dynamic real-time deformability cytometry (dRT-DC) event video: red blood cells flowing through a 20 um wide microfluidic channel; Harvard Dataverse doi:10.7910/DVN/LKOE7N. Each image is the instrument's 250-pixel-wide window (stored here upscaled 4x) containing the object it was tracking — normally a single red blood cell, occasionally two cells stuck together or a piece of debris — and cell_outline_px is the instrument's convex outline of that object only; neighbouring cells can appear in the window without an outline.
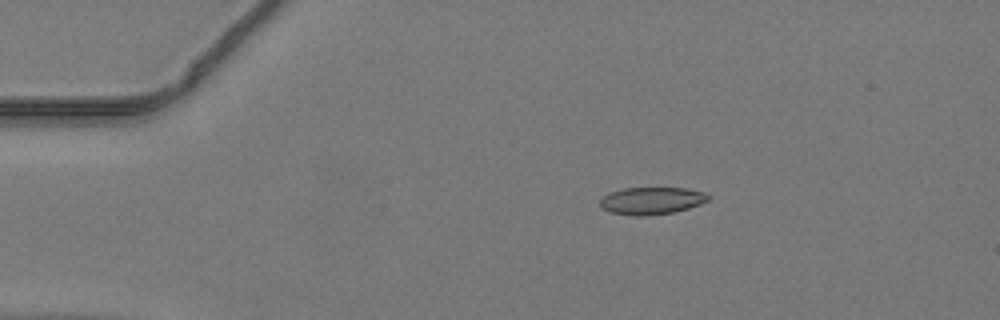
{"species": "common noctule bat (a hibernating species)", "species_latin": "Nyctalus noctula", "temperature_condition": "warm", "stored_images_in_passage": 40, "camera_frame_rate_fps": 3000, "um_per_image_px": 0.085, "animal": {"sex": "male", "body_mass_g": 19.2, "forearm_length_mm": 51.8}, "frame": {"image": 1, "passage_image": 1, "time_ms": 0.0, "image_size_px": [1000, 320], "cell_outline_px": [[712, 196], [708, 200], [700, 204], [688, 208], [672, 212], [644, 216], [636, 216], [612, 212], [604, 208], [600, 204], [600, 200], [604, 196], [612, 192], [624, 188], [688, 188], [704, 192]], "centroid_in_image_um": [55.44, 17.05], "position_along_channel_um": 29.6, "area_um2": 16.99}}
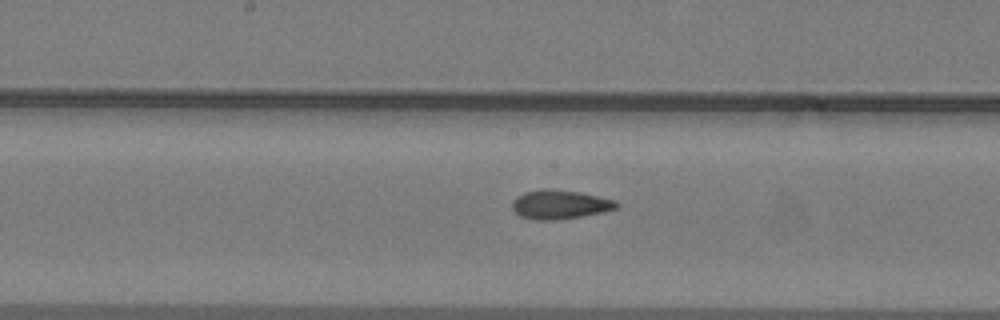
{"frame": {"image": 2, "passage_image": 17, "time_ms": 5.333, "image_size_px": [1000, 320], "cell_outline_px": [[620, 204], [616, 208], [604, 212], [580, 216], [552, 220], [536, 220], [520, 216], [512, 208], [512, 200], [516, 196], [524, 192], [544, 188], [548, 188], [580, 192], [616, 200]], "centroid_in_image_um": [47.58, 17.37], "position_along_channel_um": 200.6, "area_um2": 17.69}}
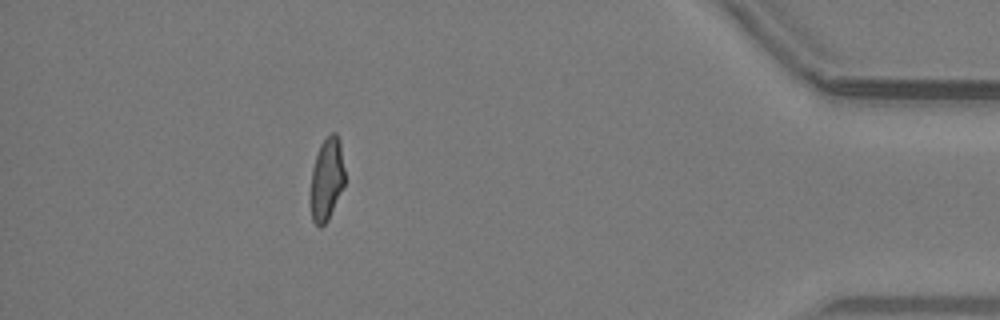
{"frame": {"image": 3, "passage_image": 35, "time_ms": 11.333, "image_size_px": [1000, 320], "cell_outline_px": [[344, 184], [328, 220], [320, 228], [312, 220], [308, 200], [312, 168], [320, 144], [332, 132], [336, 132], [340, 140], [344, 168]], "centroid_in_image_um": [27.73, 15.26], "position_along_channel_um": 407.5, "area_um2": 16.82}}